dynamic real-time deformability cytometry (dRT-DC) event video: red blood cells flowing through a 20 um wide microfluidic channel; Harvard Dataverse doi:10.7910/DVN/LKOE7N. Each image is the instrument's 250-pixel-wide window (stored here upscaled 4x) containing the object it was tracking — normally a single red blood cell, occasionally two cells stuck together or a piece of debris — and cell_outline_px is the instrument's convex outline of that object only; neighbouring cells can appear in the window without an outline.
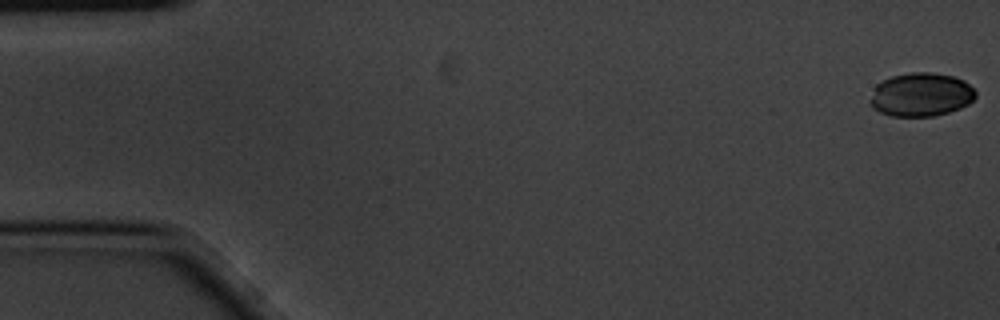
{"species": "common noctule bat (a hibernating species)", "species_latin": "Nyctalus noctula", "temperature_condition": "cold", "stored_images_in_passage": 3, "camera_frame_rate_fps": 3000, "um_per_image_px": 0.085, "animal": {"sex": "male", "body_mass_g": 20.1, "forearm_length_mm": 53.5}, "frame": {"image": 1, "passage_image": 1, "time_ms": 0.0, "image_size_px": [1000, 320], "cell_outline_px": [[976, 96], [968, 104], [960, 108], [936, 116], [892, 116], [880, 112], [872, 108], [868, 104], [868, 100], [876, 84], [892, 76], [908, 72], [932, 72], [952, 76], [964, 80], [976, 92]], "centroid_in_image_um": [78.25, 8.04], "position_along_channel_um": 6.8, "area_um2": 26.99}}